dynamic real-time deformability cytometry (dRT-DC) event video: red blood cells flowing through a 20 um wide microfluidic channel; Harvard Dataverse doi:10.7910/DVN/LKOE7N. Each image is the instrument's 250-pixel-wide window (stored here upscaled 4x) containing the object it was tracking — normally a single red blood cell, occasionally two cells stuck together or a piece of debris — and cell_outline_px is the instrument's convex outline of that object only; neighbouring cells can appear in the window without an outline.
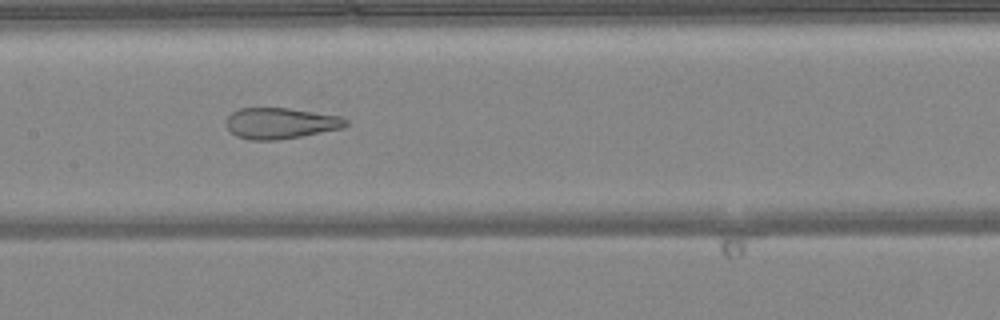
{"species": "common noctule bat (a hibernating species)", "species_latin": "Nyctalus noctula", "temperature_condition": "warm", "stored_images_in_passage": 49, "camera_frame_rate_fps": 3000, "um_per_image_px": 0.085, "animal": {"sex": "female", "body_mass_g": 24.6, "forearm_length_mm": 56.2}, "frame": {"image": 1, "passage_image": 24, "time_ms": 7.667, "image_size_px": [1000, 320], "cell_outline_px": [[348, 124], [344, 128], [300, 136], [276, 140], [248, 140], [236, 136], [224, 124], [224, 120], [232, 112], [240, 108], [288, 108], [340, 116], [348, 120]], "centroid_in_image_um": [23.82, 10.48], "position_along_channel_um": 183.6, "area_um2": 21.68}}
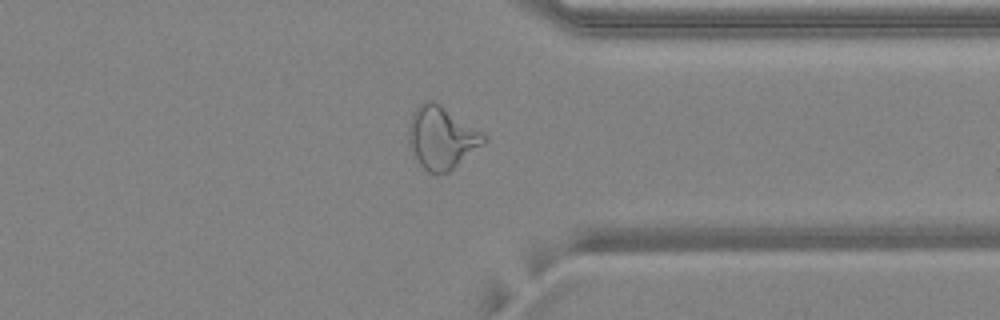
{"frame": {"image": 2, "passage_image": 38, "time_ms": 12.333, "image_size_px": [1000, 320], "cell_outline_px": [[488, 140], [448, 172], [428, 172], [420, 164], [408, 144], [408, 128], [412, 116], [416, 108], [424, 100], [432, 100], [440, 104], [484, 132], [488, 136]], "centroid_in_image_um": [37.55, 11.67], "position_along_channel_um": 373.8, "area_um2": 27.17}}
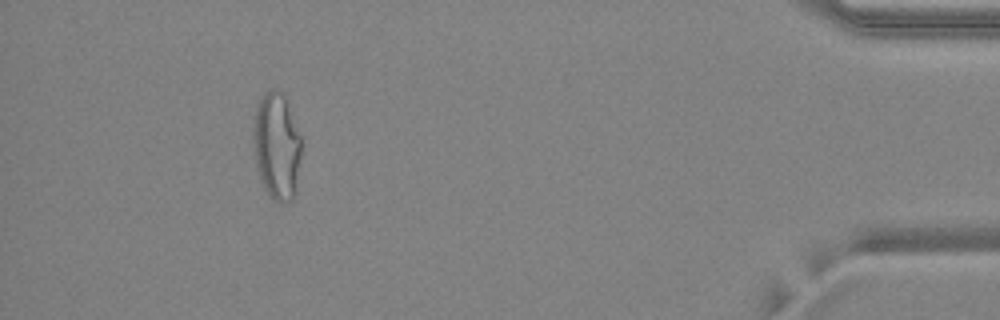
{"frame": {"image": 3, "passage_image": 45, "time_ms": 14.667, "image_size_px": [1000, 320], "cell_outline_px": [[300, 156], [296, 192], [292, 200], [280, 204], [272, 200], [264, 188], [260, 180], [256, 164], [252, 140], [252, 132], [256, 108], [264, 92], [268, 88], [280, 88], [284, 92], [288, 100], [300, 136]], "centroid_in_image_um": [23.51, 12.39], "position_along_channel_um": 411.7, "area_um2": 30.69}, "authors_computed_cell_mechanics": {"area_um2": 28.2642, "velocity_mm_per_s": 4.1591, "shape_relaxation_time_tau1_ms": null, "shape_relaxation_time_tau2_ms": 1.215, "deformation_change_tau1": null, "deformation_change_tau2": 0.0915}}